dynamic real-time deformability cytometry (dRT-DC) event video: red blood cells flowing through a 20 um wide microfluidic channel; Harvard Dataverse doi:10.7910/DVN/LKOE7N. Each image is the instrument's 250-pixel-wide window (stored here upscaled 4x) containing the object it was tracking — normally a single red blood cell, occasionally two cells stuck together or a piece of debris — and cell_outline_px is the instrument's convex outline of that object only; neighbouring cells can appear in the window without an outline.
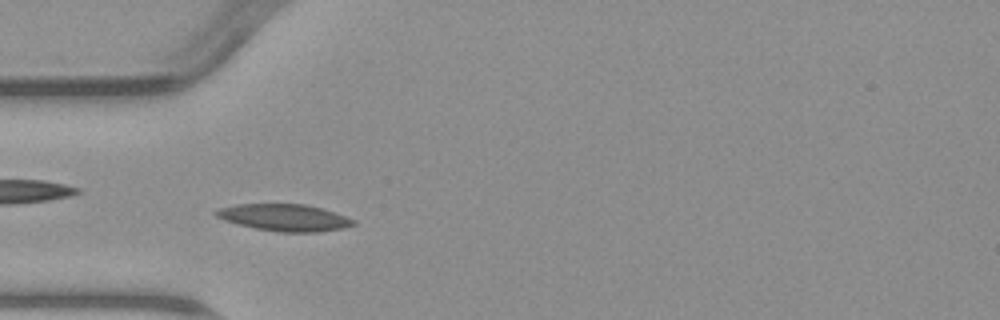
{"species": "common noctule bat (a hibernating species)", "species_latin": "Nyctalus noctula", "temperature_condition": "warm", "stored_images_in_passage": 6, "camera_frame_rate_fps": 3000, "um_per_image_px": 0.085, "animal": {"sex": "male", "body_mass_g": 23.1, "forearm_length_mm": 52.7}, "frame": {"image": 1, "passage_image": 5, "time_ms": 5.667, "image_size_px": [1000, 320], "cell_outline_px": [[356, 224], [344, 228], [320, 232], [280, 232], [256, 228], [224, 220], [216, 216], [212, 212], [220, 208], [236, 204], [304, 204], [320, 208], [356, 220]], "centroid_in_image_um": [24.18, 18.49], "position_along_channel_um": 60.8, "area_um2": 21.33}}
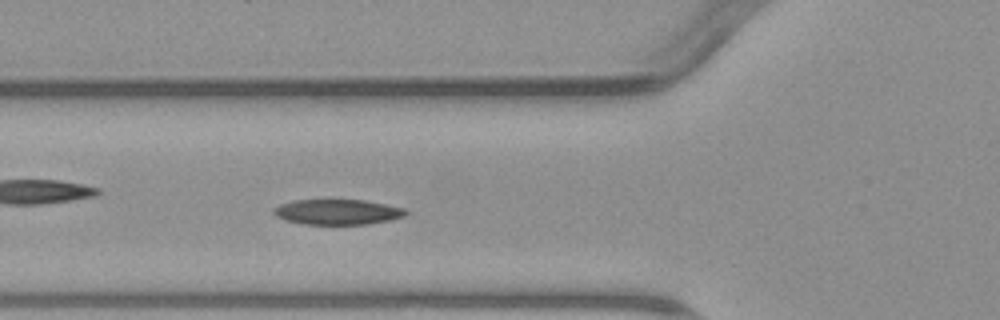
{"frame": {"image": 2, "passage_image": 6, "time_ms": 6.667, "image_size_px": [1000, 320], "cell_outline_px": [[408, 212], [404, 216], [392, 220], [368, 224], [304, 224], [284, 220], [276, 216], [272, 212], [272, 208], [280, 204], [292, 200], [364, 200], [388, 204], [404, 208]], "centroid_in_image_um": [28.68, 18.01], "position_along_channel_um": 97.1, "area_um2": 19.65}}